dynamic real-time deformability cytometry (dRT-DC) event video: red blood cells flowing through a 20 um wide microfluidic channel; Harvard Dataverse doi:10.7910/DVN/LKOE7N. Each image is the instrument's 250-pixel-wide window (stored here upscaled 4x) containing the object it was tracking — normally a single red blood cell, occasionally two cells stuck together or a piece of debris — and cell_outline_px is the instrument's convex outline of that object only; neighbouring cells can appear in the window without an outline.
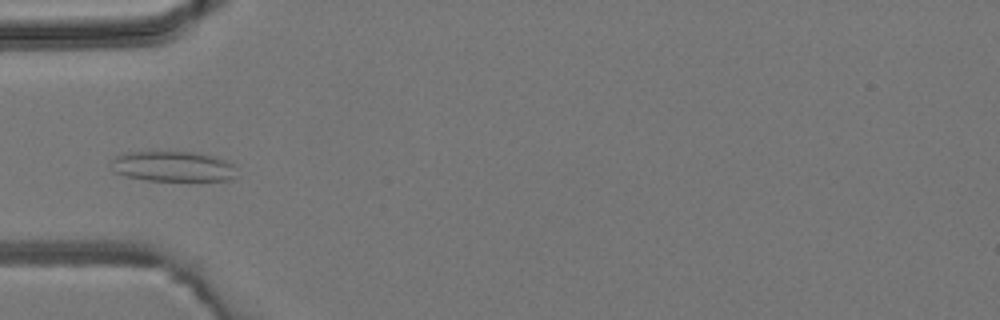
{"species": "common noctule bat (a hibernating species)", "species_latin": "Nyctalus noctula", "temperature_condition": "room temperature", "stored_images_in_passage": 5, "camera_frame_rate_fps": 3000, "um_per_image_px": 0.085, "animal": {"sex": "male", "body_mass_g": 19.2, "forearm_length_mm": 51.8}, "frame": {"image": 1, "passage_image": 4, "time_ms": 3.667, "image_size_px": [1000, 320], "cell_outline_px": [[232, 180], [148, 180], [124, 176], [116, 172], [112, 160], [116, 156], [128, 152], [148, 148], [192, 152], [216, 156], [232, 164]], "centroid_in_image_um": [14.61, 14.08], "position_along_channel_um": 70.4, "area_um2": 22.48}}